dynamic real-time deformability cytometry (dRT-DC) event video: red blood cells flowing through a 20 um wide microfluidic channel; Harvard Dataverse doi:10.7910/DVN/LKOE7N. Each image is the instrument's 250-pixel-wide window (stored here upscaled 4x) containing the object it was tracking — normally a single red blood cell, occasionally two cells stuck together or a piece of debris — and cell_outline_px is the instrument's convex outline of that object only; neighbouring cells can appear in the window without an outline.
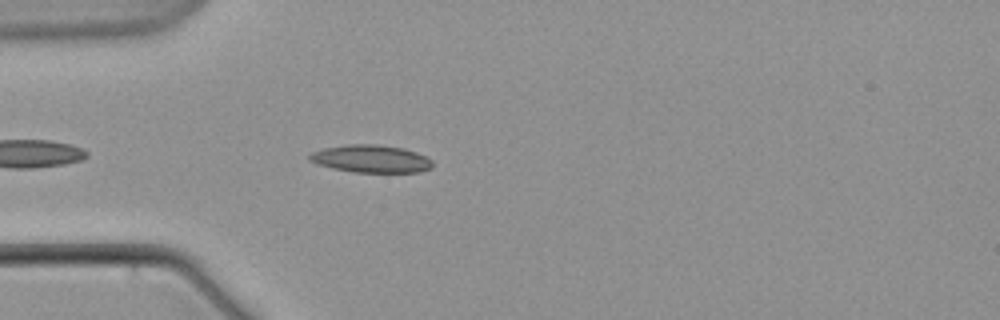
{"species": "common noctule bat (a hibernating species)", "species_latin": "Nyctalus noctula", "temperature_condition": "warm", "stored_images_in_passage": 6, "camera_frame_rate_fps": 3000, "um_per_image_px": 0.085, "animal": {"sex": "male", "body_mass_g": 21.5, "forearm_length_mm": 52.0}, "frame": {"image": 1, "passage_image": 6, "time_ms": 6.0, "image_size_px": [1000, 320], "cell_outline_px": [[432, 168], [420, 172], [352, 172], [332, 168], [316, 164], [308, 160], [308, 156], [312, 152], [324, 148], [348, 144], [376, 144], [404, 148], [416, 152], [432, 160]], "centroid_in_image_um": [31.52, 13.5], "position_along_channel_um": 53.5, "area_um2": 19.88}}